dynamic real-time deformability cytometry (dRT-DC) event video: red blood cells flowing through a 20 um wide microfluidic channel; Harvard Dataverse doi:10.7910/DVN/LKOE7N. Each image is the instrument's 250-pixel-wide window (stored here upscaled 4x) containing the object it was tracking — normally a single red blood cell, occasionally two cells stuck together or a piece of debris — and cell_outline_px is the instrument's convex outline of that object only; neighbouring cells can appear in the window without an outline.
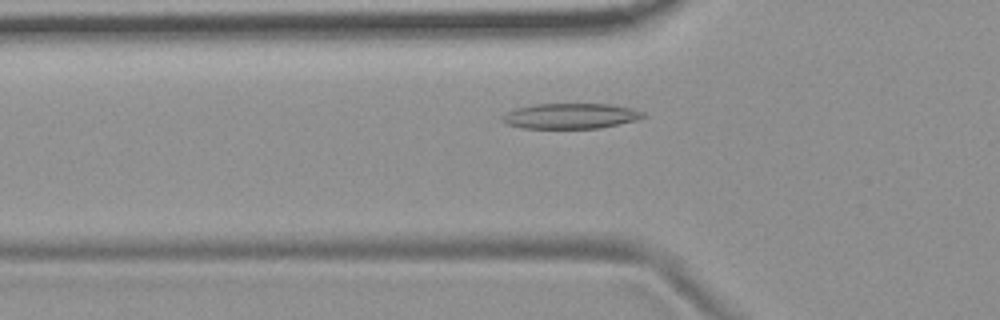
{"species": "common noctule bat (a hibernating species)", "species_latin": "Nyctalus noctula", "temperature_condition": "room temperature", "stored_images_in_passage": 46, "camera_frame_rate_fps": 3000, "um_per_image_px": 0.085, "animal": {"sex": "female", "body_mass_g": 19.9}, "frame": {"image": 1, "passage_image": 13, "time_ms": 4.0, "image_size_px": [1000, 320], "cell_outline_px": [[648, 116], [636, 120], [600, 128], [524, 128], [508, 124], [500, 120], [500, 116], [516, 108], [536, 104], [608, 104], [628, 108], [644, 112]], "centroid_in_image_um": [48.49, 9.86], "position_along_channel_um": 77.3, "area_um2": 20.69}}
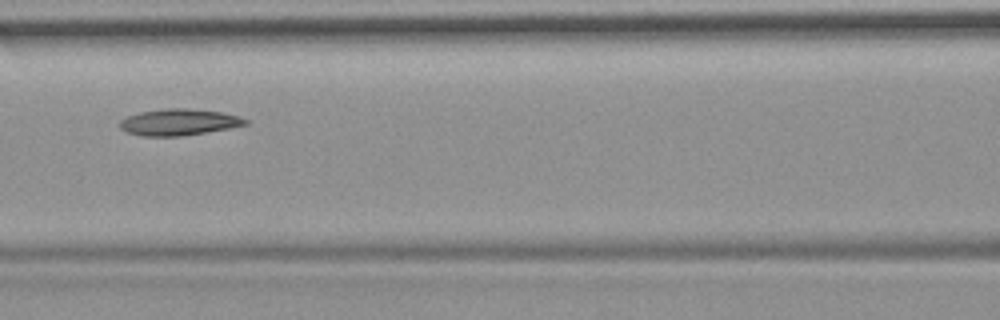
{"frame": {"image": 2, "passage_image": 19, "time_ms": 6.0, "image_size_px": [1000, 320], "cell_outline_px": [[248, 124], [228, 128], [180, 136], [140, 136], [128, 132], [120, 128], [120, 120], [128, 116], [140, 112], [164, 108], [188, 108], [224, 112], [240, 116], [248, 120]], "centroid_in_image_um": [15.21, 10.37], "position_along_channel_um": 151.4, "area_um2": 19.31}}
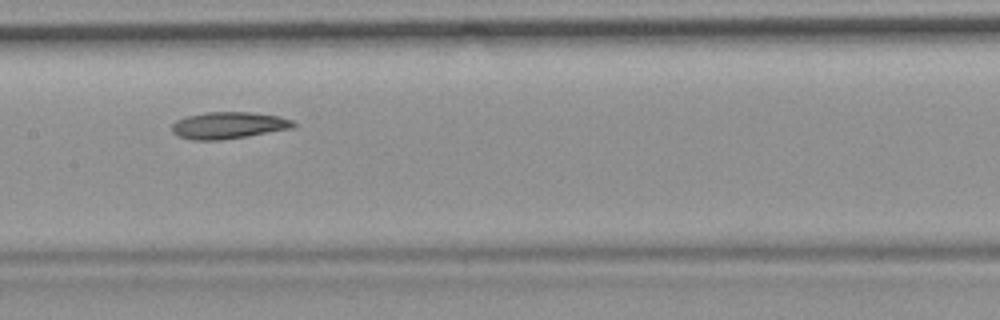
{"frame": {"image": 3, "passage_image": 22, "time_ms": 7.0, "image_size_px": [1000, 320], "cell_outline_px": [[296, 128], [248, 136], [220, 140], [192, 140], [180, 136], [172, 132], [172, 124], [176, 120], [188, 116], [204, 112], [248, 112], [280, 116], [292, 120], [296, 124]], "centroid_in_image_um": [19.46, 10.65], "position_along_channel_um": 187.9, "area_um2": 19.07}, "authors_computed_cell_mechanics": {"area_um2": 19.4497, "velocity_mm_per_s": 3.6825, "shape_relaxation_time_tau1_ms": null, "shape_relaxation_time_tau2_ms": 9.1463, "deformation_change_tau1": null, "deformation_change_tau2": 0.1727}}